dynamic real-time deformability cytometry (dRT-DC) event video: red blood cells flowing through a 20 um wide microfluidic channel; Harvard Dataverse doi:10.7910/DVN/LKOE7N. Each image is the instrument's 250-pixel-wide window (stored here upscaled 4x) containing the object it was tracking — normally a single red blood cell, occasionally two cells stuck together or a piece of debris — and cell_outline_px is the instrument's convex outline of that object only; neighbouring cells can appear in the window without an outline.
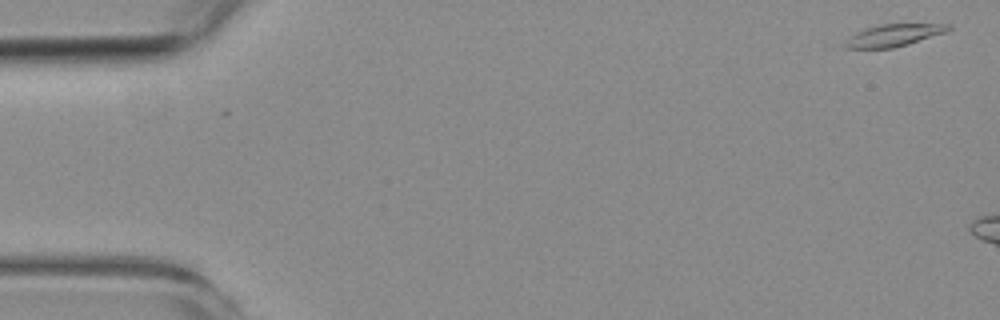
{"species": "common noctule bat (a hibernating species)", "species_latin": "Nyctalus noctula", "temperature_condition": "room temperature", "stored_images_in_passage": 3, "camera_frame_rate_fps": 3000, "um_per_image_px": 0.085, "animal": {"sex": "female", "body_mass_g": 19.3, "forearm_length_mm": 54.1}, "frame": {"image": 1, "passage_image": 1, "time_ms": 0.0, "image_size_px": [1000, 320], "cell_outline_px": [[952, 28], [944, 32], [908, 44], [892, 48], [848, 48], [844, 44], [856, 32], [880, 24], [952, 24]], "centroid_in_image_um": [76.0, 2.99], "position_along_channel_um": 9.0, "area_um2": 12.89}}